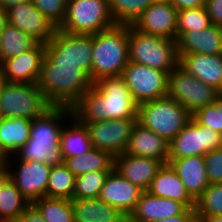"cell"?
I'll return each mask as SVG.
<instances>
[{
    "label": "cell",
    "instance_id": "1",
    "mask_svg": "<svg viewBox=\"0 0 222 222\" xmlns=\"http://www.w3.org/2000/svg\"><path fill=\"white\" fill-rule=\"evenodd\" d=\"M71 110L72 116L81 124L137 119V104L121 75L105 77L93 83Z\"/></svg>",
    "mask_w": 222,
    "mask_h": 222
},
{
    "label": "cell",
    "instance_id": "2",
    "mask_svg": "<svg viewBox=\"0 0 222 222\" xmlns=\"http://www.w3.org/2000/svg\"><path fill=\"white\" fill-rule=\"evenodd\" d=\"M72 117L68 107L51 106L32 120L29 140L14 155L19 160L37 161L48 166L63 163L60 136L65 123Z\"/></svg>",
    "mask_w": 222,
    "mask_h": 222
},
{
    "label": "cell",
    "instance_id": "3",
    "mask_svg": "<svg viewBox=\"0 0 222 222\" xmlns=\"http://www.w3.org/2000/svg\"><path fill=\"white\" fill-rule=\"evenodd\" d=\"M90 77L70 60L42 61L37 86L51 106L71 108L92 88Z\"/></svg>",
    "mask_w": 222,
    "mask_h": 222
},
{
    "label": "cell",
    "instance_id": "4",
    "mask_svg": "<svg viewBox=\"0 0 222 222\" xmlns=\"http://www.w3.org/2000/svg\"><path fill=\"white\" fill-rule=\"evenodd\" d=\"M91 82L111 76H120L129 62L128 25L93 34Z\"/></svg>",
    "mask_w": 222,
    "mask_h": 222
},
{
    "label": "cell",
    "instance_id": "5",
    "mask_svg": "<svg viewBox=\"0 0 222 222\" xmlns=\"http://www.w3.org/2000/svg\"><path fill=\"white\" fill-rule=\"evenodd\" d=\"M129 62L169 74L179 65L177 41L138 31L128 25Z\"/></svg>",
    "mask_w": 222,
    "mask_h": 222
},
{
    "label": "cell",
    "instance_id": "6",
    "mask_svg": "<svg viewBox=\"0 0 222 222\" xmlns=\"http://www.w3.org/2000/svg\"><path fill=\"white\" fill-rule=\"evenodd\" d=\"M192 114L167 96L137 105V123L170 142L190 122Z\"/></svg>",
    "mask_w": 222,
    "mask_h": 222
},
{
    "label": "cell",
    "instance_id": "7",
    "mask_svg": "<svg viewBox=\"0 0 222 222\" xmlns=\"http://www.w3.org/2000/svg\"><path fill=\"white\" fill-rule=\"evenodd\" d=\"M115 25L108 0H68L65 19L58 29L71 34L93 35Z\"/></svg>",
    "mask_w": 222,
    "mask_h": 222
},
{
    "label": "cell",
    "instance_id": "8",
    "mask_svg": "<svg viewBox=\"0 0 222 222\" xmlns=\"http://www.w3.org/2000/svg\"><path fill=\"white\" fill-rule=\"evenodd\" d=\"M1 99L3 118L33 120L51 107L37 84L1 80Z\"/></svg>",
    "mask_w": 222,
    "mask_h": 222
},
{
    "label": "cell",
    "instance_id": "9",
    "mask_svg": "<svg viewBox=\"0 0 222 222\" xmlns=\"http://www.w3.org/2000/svg\"><path fill=\"white\" fill-rule=\"evenodd\" d=\"M166 96L177 101L191 114L202 107L216 103L220 97L216 88L203 83L180 65L167 75Z\"/></svg>",
    "mask_w": 222,
    "mask_h": 222
},
{
    "label": "cell",
    "instance_id": "10",
    "mask_svg": "<svg viewBox=\"0 0 222 222\" xmlns=\"http://www.w3.org/2000/svg\"><path fill=\"white\" fill-rule=\"evenodd\" d=\"M93 35L71 34L57 29L45 44L46 60H70L77 64L91 80Z\"/></svg>",
    "mask_w": 222,
    "mask_h": 222
},
{
    "label": "cell",
    "instance_id": "11",
    "mask_svg": "<svg viewBox=\"0 0 222 222\" xmlns=\"http://www.w3.org/2000/svg\"><path fill=\"white\" fill-rule=\"evenodd\" d=\"M168 146V158L204 156L210 151L221 148L222 135L209 127L201 126L191 118Z\"/></svg>",
    "mask_w": 222,
    "mask_h": 222
},
{
    "label": "cell",
    "instance_id": "12",
    "mask_svg": "<svg viewBox=\"0 0 222 222\" xmlns=\"http://www.w3.org/2000/svg\"><path fill=\"white\" fill-rule=\"evenodd\" d=\"M167 75L162 70L128 62L121 76L129 88L134 102L139 105L166 96Z\"/></svg>",
    "mask_w": 222,
    "mask_h": 222
},
{
    "label": "cell",
    "instance_id": "13",
    "mask_svg": "<svg viewBox=\"0 0 222 222\" xmlns=\"http://www.w3.org/2000/svg\"><path fill=\"white\" fill-rule=\"evenodd\" d=\"M6 165L10 180L31 204L46 197L51 166L37 161L19 160L15 155L9 157Z\"/></svg>",
    "mask_w": 222,
    "mask_h": 222
},
{
    "label": "cell",
    "instance_id": "14",
    "mask_svg": "<svg viewBox=\"0 0 222 222\" xmlns=\"http://www.w3.org/2000/svg\"><path fill=\"white\" fill-rule=\"evenodd\" d=\"M136 123L137 119H111L83 125L89 132L94 148L116 157L124 153Z\"/></svg>",
    "mask_w": 222,
    "mask_h": 222
},
{
    "label": "cell",
    "instance_id": "15",
    "mask_svg": "<svg viewBox=\"0 0 222 222\" xmlns=\"http://www.w3.org/2000/svg\"><path fill=\"white\" fill-rule=\"evenodd\" d=\"M7 11V22L18 28L38 43L46 44L57 28L33 5L32 0L11 6Z\"/></svg>",
    "mask_w": 222,
    "mask_h": 222
},
{
    "label": "cell",
    "instance_id": "16",
    "mask_svg": "<svg viewBox=\"0 0 222 222\" xmlns=\"http://www.w3.org/2000/svg\"><path fill=\"white\" fill-rule=\"evenodd\" d=\"M44 57L45 44L38 43L27 52L5 59L0 64V80L37 84Z\"/></svg>",
    "mask_w": 222,
    "mask_h": 222
},
{
    "label": "cell",
    "instance_id": "17",
    "mask_svg": "<svg viewBox=\"0 0 222 222\" xmlns=\"http://www.w3.org/2000/svg\"><path fill=\"white\" fill-rule=\"evenodd\" d=\"M178 10L170 2H154L147 7L133 26L146 34L177 40Z\"/></svg>",
    "mask_w": 222,
    "mask_h": 222
},
{
    "label": "cell",
    "instance_id": "18",
    "mask_svg": "<svg viewBox=\"0 0 222 222\" xmlns=\"http://www.w3.org/2000/svg\"><path fill=\"white\" fill-rule=\"evenodd\" d=\"M143 192L142 189L133 185L113 169L108 174L98 197L106 204L119 209L128 217Z\"/></svg>",
    "mask_w": 222,
    "mask_h": 222
},
{
    "label": "cell",
    "instance_id": "19",
    "mask_svg": "<svg viewBox=\"0 0 222 222\" xmlns=\"http://www.w3.org/2000/svg\"><path fill=\"white\" fill-rule=\"evenodd\" d=\"M165 163L156 158L122 154L114 157V169L133 185L147 191L151 181Z\"/></svg>",
    "mask_w": 222,
    "mask_h": 222
},
{
    "label": "cell",
    "instance_id": "20",
    "mask_svg": "<svg viewBox=\"0 0 222 222\" xmlns=\"http://www.w3.org/2000/svg\"><path fill=\"white\" fill-rule=\"evenodd\" d=\"M187 207L176 200L156 197L144 191L127 222H153L182 214Z\"/></svg>",
    "mask_w": 222,
    "mask_h": 222
},
{
    "label": "cell",
    "instance_id": "21",
    "mask_svg": "<svg viewBox=\"0 0 222 222\" xmlns=\"http://www.w3.org/2000/svg\"><path fill=\"white\" fill-rule=\"evenodd\" d=\"M169 142L152 130L136 123L124 154L156 158L168 164Z\"/></svg>",
    "mask_w": 222,
    "mask_h": 222
},
{
    "label": "cell",
    "instance_id": "22",
    "mask_svg": "<svg viewBox=\"0 0 222 222\" xmlns=\"http://www.w3.org/2000/svg\"><path fill=\"white\" fill-rule=\"evenodd\" d=\"M168 164L179 176L186 191L196 200L210 184L205 169L204 156L168 158Z\"/></svg>",
    "mask_w": 222,
    "mask_h": 222
},
{
    "label": "cell",
    "instance_id": "23",
    "mask_svg": "<svg viewBox=\"0 0 222 222\" xmlns=\"http://www.w3.org/2000/svg\"><path fill=\"white\" fill-rule=\"evenodd\" d=\"M179 65L197 79L220 91L222 85V54H178Z\"/></svg>",
    "mask_w": 222,
    "mask_h": 222
},
{
    "label": "cell",
    "instance_id": "24",
    "mask_svg": "<svg viewBox=\"0 0 222 222\" xmlns=\"http://www.w3.org/2000/svg\"><path fill=\"white\" fill-rule=\"evenodd\" d=\"M176 41L178 54H222V27L185 32Z\"/></svg>",
    "mask_w": 222,
    "mask_h": 222
},
{
    "label": "cell",
    "instance_id": "25",
    "mask_svg": "<svg viewBox=\"0 0 222 222\" xmlns=\"http://www.w3.org/2000/svg\"><path fill=\"white\" fill-rule=\"evenodd\" d=\"M147 192L153 196L169 198L194 209L195 200L186 191L182 181L169 164H164L150 183Z\"/></svg>",
    "mask_w": 222,
    "mask_h": 222
},
{
    "label": "cell",
    "instance_id": "26",
    "mask_svg": "<svg viewBox=\"0 0 222 222\" xmlns=\"http://www.w3.org/2000/svg\"><path fill=\"white\" fill-rule=\"evenodd\" d=\"M74 222H127V216L99 197L73 199Z\"/></svg>",
    "mask_w": 222,
    "mask_h": 222
},
{
    "label": "cell",
    "instance_id": "27",
    "mask_svg": "<svg viewBox=\"0 0 222 222\" xmlns=\"http://www.w3.org/2000/svg\"><path fill=\"white\" fill-rule=\"evenodd\" d=\"M92 148V142L86 126L79 123L72 116L69 121L65 122L60 136V149L63 161L66 158L85 154Z\"/></svg>",
    "mask_w": 222,
    "mask_h": 222
},
{
    "label": "cell",
    "instance_id": "28",
    "mask_svg": "<svg viewBox=\"0 0 222 222\" xmlns=\"http://www.w3.org/2000/svg\"><path fill=\"white\" fill-rule=\"evenodd\" d=\"M63 163L75 177L90 171H112L114 169V157L109 152L94 147L85 154L66 158Z\"/></svg>",
    "mask_w": 222,
    "mask_h": 222
},
{
    "label": "cell",
    "instance_id": "29",
    "mask_svg": "<svg viewBox=\"0 0 222 222\" xmlns=\"http://www.w3.org/2000/svg\"><path fill=\"white\" fill-rule=\"evenodd\" d=\"M32 120L23 118L0 119V141L3 148L14 155L30 138Z\"/></svg>",
    "mask_w": 222,
    "mask_h": 222
},
{
    "label": "cell",
    "instance_id": "30",
    "mask_svg": "<svg viewBox=\"0 0 222 222\" xmlns=\"http://www.w3.org/2000/svg\"><path fill=\"white\" fill-rule=\"evenodd\" d=\"M38 42L8 22L0 35V64L34 48Z\"/></svg>",
    "mask_w": 222,
    "mask_h": 222
},
{
    "label": "cell",
    "instance_id": "31",
    "mask_svg": "<svg viewBox=\"0 0 222 222\" xmlns=\"http://www.w3.org/2000/svg\"><path fill=\"white\" fill-rule=\"evenodd\" d=\"M75 175L62 163L51 167L46 197L73 200Z\"/></svg>",
    "mask_w": 222,
    "mask_h": 222
},
{
    "label": "cell",
    "instance_id": "32",
    "mask_svg": "<svg viewBox=\"0 0 222 222\" xmlns=\"http://www.w3.org/2000/svg\"><path fill=\"white\" fill-rule=\"evenodd\" d=\"M30 204L9 179L0 190V222L22 215Z\"/></svg>",
    "mask_w": 222,
    "mask_h": 222
},
{
    "label": "cell",
    "instance_id": "33",
    "mask_svg": "<svg viewBox=\"0 0 222 222\" xmlns=\"http://www.w3.org/2000/svg\"><path fill=\"white\" fill-rule=\"evenodd\" d=\"M109 11L116 25H133L154 0H108Z\"/></svg>",
    "mask_w": 222,
    "mask_h": 222
},
{
    "label": "cell",
    "instance_id": "34",
    "mask_svg": "<svg viewBox=\"0 0 222 222\" xmlns=\"http://www.w3.org/2000/svg\"><path fill=\"white\" fill-rule=\"evenodd\" d=\"M32 204L45 222H74L72 200L42 197Z\"/></svg>",
    "mask_w": 222,
    "mask_h": 222
},
{
    "label": "cell",
    "instance_id": "35",
    "mask_svg": "<svg viewBox=\"0 0 222 222\" xmlns=\"http://www.w3.org/2000/svg\"><path fill=\"white\" fill-rule=\"evenodd\" d=\"M196 217L222 215V183L209 184L195 200Z\"/></svg>",
    "mask_w": 222,
    "mask_h": 222
},
{
    "label": "cell",
    "instance_id": "36",
    "mask_svg": "<svg viewBox=\"0 0 222 222\" xmlns=\"http://www.w3.org/2000/svg\"><path fill=\"white\" fill-rule=\"evenodd\" d=\"M111 171H90L75 179L73 199L96 198Z\"/></svg>",
    "mask_w": 222,
    "mask_h": 222
},
{
    "label": "cell",
    "instance_id": "37",
    "mask_svg": "<svg viewBox=\"0 0 222 222\" xmlns=\"http://www.w3.org/2000/svg\"><path fill=\"white\" fill-rule=\"evenodd\" d=\"M211 25L205 6L179 10L177 13V39L185 32L203 30Z\"/></svg>",
    "mask_w": 222,
    "mask_h": 222
},
{
    "label": "cell",
    "instance_id": "38",
    "mask_svg": "<svg viewBox=\"0 0 222 222\" xmlns=\"http://www.w3.org/2000/svg\"><path fill=\"white\" fill-rule=\"evenodd\" d=\"M192 118L201 126L209 127L222 135V96L216 103L198 109Z\"/></svg>",
    "mask_w": 222,
    "mask_h": 222
},
{
    "label": "cell",
    "instance_id": "39",
    "mask_svg": "<svg viewBox=\"0 0 222 222\" xmlns=\"http://www.w3.org/2000/svg\"><path fill=\"white\" fill-rule=\"evenodd\" d=\"M33 5L58 29L63 23L68 0H32Z\"/></svg>",
    "mask_w": 222,
    "mask_h": 222
},
{
    "label": "cell",
    "instance_id": "40",
    "mask_svg": "<svg viewBox=\"0 0 222 222\" xmlns=\"http://www.w3.org/2000/svg\"><path fill=\"white\" fill-rule=\"evenodd\" d=\"M204 160L209 183H222V148L208 152Z\"/></svg>",
    "mask_w": 222,
    "mask_h": 222
},
{
    "label": "cell",
    "instance_id": "41",
    "mask_svg": "<svg viewBox=\"0 0 222 222\" xmlns=\"http://www.w3.org/2000/svg\"><path fill=\"white\" fill-rule=\"evenodd\" d=\"M205 9L211 24L222 27V0H206Z\"/></svg>",
    "mask_w": 222,
    "mask_h": 222
},
{
    "label": "cell",
    "instance_id": "42",
    "mask_svg": "<svg viewBox=\"0 0 222 222\" xmlns=\"http://www.w3.org/2000/svg\"><path fill=\"white\" fill-rule=\"evenodd\" d=\"M196 218L194 209H186L182 214L169 217L165 219H159L153 222H192Z\"/></svg>",
    "mask_w": 222,
    "mask_h": 222
},
{
    "label": "cell",
    "instance_id": "43",
    "mask_svg": "<svg viewBox=\"0 0 222 222\" xmlns=\"http://www.w3.org/2000/svg\"><path fill=\"white\" fill-rule=\"evenodd\" d=\"M205 1L206 0H170V3L179 11L182 9L203 7L205 6Z\"/></svg>",
    "mask_w": 222,
    "mask_h": 222
},
{
    "label": "cell",
    "instance_id": "44",
    "mask_svg": "<svg viewBox=\"0 0 222 222\" xmlns=\"http://www.w3.org/2000/svg\"><path fill=\"white\" fill-rule=\"evenodd\" d=\"M22 215L26 222H45L42 215L33 204H30Z\"/></svg>",
    "mask_w": 222,
    "mask_h": 222
},
{
    "label": "cell",
    "instance_id": "45",
    "mask_svg": "<svg viewBox=\"0 0 222 222\" xmlns=\"http://www.w3.org/2000/svg\"><path fill=\"white\" fill-rule=\"evenodd\" d=\"M9 171L6 164L0 168V190L3 188L4 184L9 180Z\"/></svg>",
    "mask_w": 222,
    "mask_h": 222
},
{
    "label": "cell",
    "instance_id": "46",
    "mask_svg": "<svg viewBox=\"0 0 222 222\" xmlns=\"http://www.w3.org/2000/svg\"><path fill=\"white\" fill-rule=\"evenodd\" d=\"M30 0H0V7L7 10L11 6L22 3V2H28Z\"/></svg>",
    "mask_w": 222,
    "mask_h": 222
},
{
    "label": "cell",
    "instance_id": "47",
    "mask_svg": "<svg viewBox=\"0 0 222 222\" xmlns=\"http://www.w3.org/2000/svg\"><path fill=\"white\" fill-rule=\"evenodd\" d=\"M6 23H7V11L2 7H0V35Z\"/></svg>",
    "mask_w": 222,
    "mask_h": 222
},
{
    "label": "cell",
    "instance_id": "48",
    "mask_svg": "<svg viewBox=\"0 0 222 222\" xmlns=\"http://www.w3.org/2000/svg\"><path fill=\"white\" fill-rule=\"evenodd\" d=\"M200 219L202 222H222V215L212 216V217H196Z\"/></svg>",
    "mask_w": 222,
    "mask_h": 222
},
{
    "label": "cell",
    "instance_id": "49",
    "mask_svg": "<svg viewBox=\"0 0 222 222\" xmlns=\"http://www.w3.org/2000/svg\"><path fill=\"white\" fill-rule=\"evenodd\" d=\"M11 155L3 148L2 143L0 141V160L6 164L7 160Z\"/></svg>",
    "mask_w": 222,
    "mask_h": 222
},
{
    "label": "cell",
    "instance_id": "50",
    "mask_svg": "<svg viewBox=\"0 0 222 222\" xmlns=\"http://www.w3.org/2000/svg\"><path fill=\"white\" fill-rule=\"evenodd\" d=\"M3 222H26V220H25L23 215H20V216H17V217L7 219Z\"/></svg>",
    "mask_w": 222,
    "mask_h": 222
},
{
    "label": "cell",
    "instance_id": "51",
    "mask_svg": "<svg viewBox=\"0 0 222 222\" xmlns=\"http://www.w3.org/2000/svg\"><path fill=\"white\" fill-rule=\"evenodd\" d=\"M1 118H3V113H2L1 80H0V119Z\"/></svg>",
    "mask_w": 222,
    "mask_h": 222
},
{
    "label": "cell",
    "instance_id": "52",
    "mask_svg": "<svg viewBox=\"0 0 222 222\" xmlns=\"http://www.w3.org/2000/svg\"><path fill=\"white\" fill-rule=\"evenodd\" d=\"M154 2H170V0H154Z\"/></svg>",
    "mask_w": 222,
    "mask_h": 222
},
{
    "label": "cell",
    "instance_id": "53",
    "mask_svg": "<svg viewBox=\"0 0 222 222\" xmlns=\"http://www.w3.org/2000/svg\"><path fill=\"white\" fill-rule=\"evenodd\" d=\"M192 222H202L200 219L195 218Z\"/></svg>",
    "mask_w": 222,
    "mask_h": 222
},
{
    "label": "cell",
    "instance_id": "54",
    "mask_svg": "<svg viewBox=\"0 0 222 222\" xmlns=\"http://www.w3.org/2000/svg\"><path fill=\"white\" fill-rule=\"evenodd\" d=\"M219 95L222 96V85H221V88H220V91H219Z\"/></svg>",
    "mask_w": 222,
    "mask_h": 222
},
{
    "label": "cell",
    "instance_id": "55",
    "mask_svg": "<svg viewBox=\"0 0 222 222\" xmlns=\"http://www.w3.org/2000/svg\"><path fill=\"white\" fill-rule=\"evenodd\" d=\"M4 165V163L0 160V168Z\"/></svg>",
    "mask_w": 222,
    "mask_h": 222
}]
</instances>
